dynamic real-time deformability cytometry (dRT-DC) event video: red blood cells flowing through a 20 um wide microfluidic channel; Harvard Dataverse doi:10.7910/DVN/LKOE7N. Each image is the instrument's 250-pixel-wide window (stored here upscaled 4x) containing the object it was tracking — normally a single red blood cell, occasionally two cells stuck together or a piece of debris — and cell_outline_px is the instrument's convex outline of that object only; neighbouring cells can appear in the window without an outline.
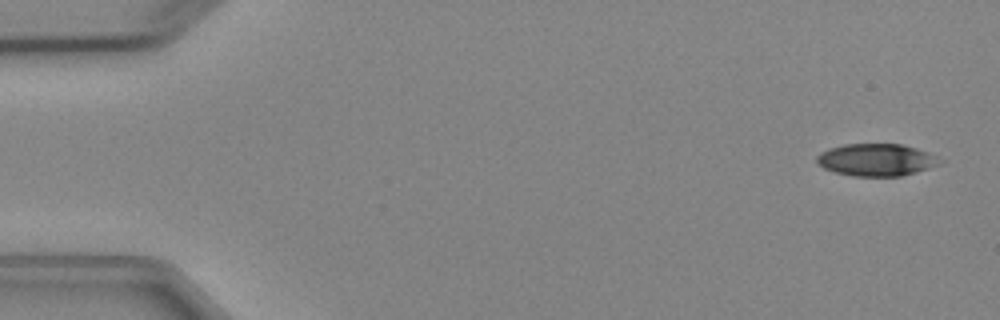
{"species": "Egyptian fruit bat (a non-hibernating species)", "species_latin": "Rousettus aegyptiacus", "temperature_condition": "cold", "stored_images_in_passage": 5, "camera_frame_rate_fps": 3000, "um_per_image_px": 0.085, "animal": {"sex": "female"}, "frame": {"image": 1, "passage_image": 1, "time_ms": 0.0, "image_size_px": [1000, 320], "cell_outline_px": [[944, 160], [940, 164], [916, 172], [900, 176], [852, 176], [836, 172], [824, 168], [816, 160], [816, 156], [820, 152], [828, 148], [844, 144], [900, 144], [916, 148], [928, 152]], "centroid_in_image_um": [74.49, 13.58], "position_along_channel_um": 10.5, "area_um2": 23.12}}
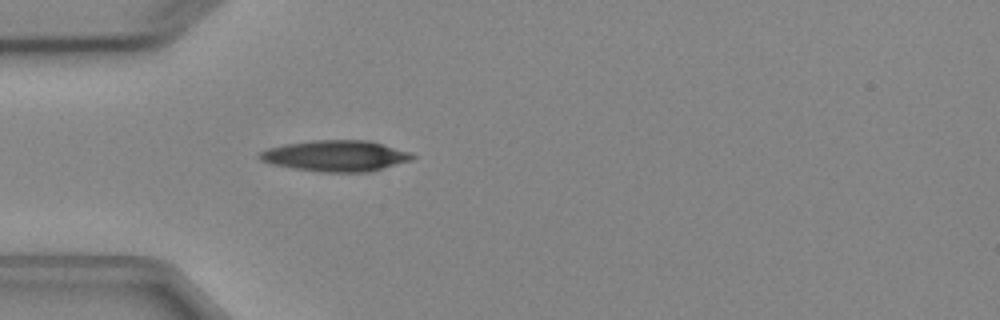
{"frame": {"image": 2, "passage_image": 5, "time_ms": 4.333, "image_size_px": [1000, 320], "cell_outline_px": [[416, 156], [412, 160], [368, 172], [324, 172], [292, 168], [272, 164], [260, 160], [256, 156], [260, 152], [268, 148], [284, 144], [312, 140], [368, 140], [412, 152]], "centroid_in_image_um": [28.53, 13.24], "position_along_channel_um": 56.5, "area_um2": 27.69}}